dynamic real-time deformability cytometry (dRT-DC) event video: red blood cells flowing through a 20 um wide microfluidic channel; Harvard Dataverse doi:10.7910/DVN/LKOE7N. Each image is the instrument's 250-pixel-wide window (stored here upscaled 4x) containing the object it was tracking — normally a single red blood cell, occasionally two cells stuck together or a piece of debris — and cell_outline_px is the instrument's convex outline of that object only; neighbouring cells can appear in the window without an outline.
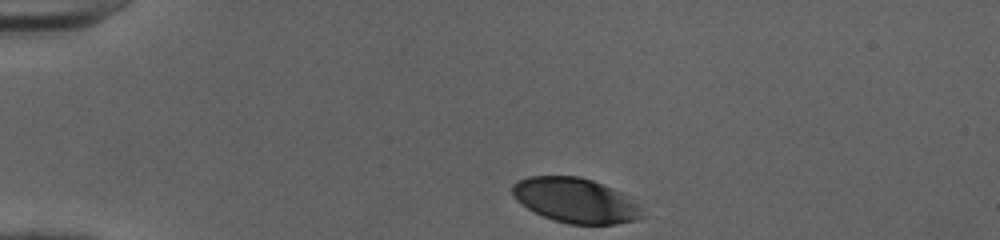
{"species": "human", "species_latin": "Homo sapiens", "temperature_condition": "cold", "stored_images_in_passage": 34, "camera_frame_rate_fps": 3000, "um_per_image_px": 0.085, "donor": {"sex": "female"}, "frame": {"image": 1, "passage_image": 1, "time_ms": 0.0, "image_size_px": [1000, 240], "cell_outline_px": [[648, 216], [640, 220], [616, 224], [568, 224], [552, 220], [520, 204], [512, 196], [512, 184], [516, 180], [528, 176], [580, 176], [592, 180], [612, 188], [620, 192], [636, 204]], "centroid_in_image_um": [48.91, 17.04], "position_along_channel_um": 36.1, "area_um2": 34.1}}
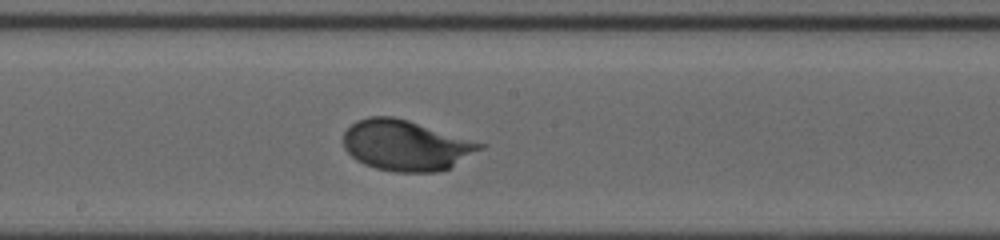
{"frame": {"image": 2, "passage_image": 19, "time_ms": 6.0, "image_size_px": [1000, 240], "cell_outline_px": [[488, 144], [484, 148], [448, 168], [440, 172], [396, 172], [376, 168], [364, 164], [356, 160], [344, 148], [344, 132], [356, 120], [368, 116], [392, 116], [408, 120]], "centroid_in_image_um": [34.51, 12.35], "position_along_channel_um": 213.7, "area_um2": 40.29}}
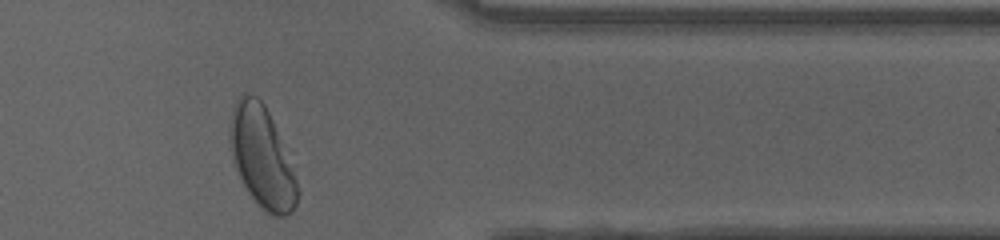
{"frame": {"image": 3, "passage_image": 33, "time_ms": 10.667, "image_size_px": [1000, 240], "cell_outline_px": [[300, 192], [296, 204], [292, 212], [284, 216], [276, 216], [268, 212], [248, 192], [240, 180], [232, 156], [228, 140], [232, 112], [240, 96], [244, 92], [256, 96], [264, 104], [272, 120], [296, 180]], "centroid_in_image_um": [22.24, 13.36], "position_along_channel_um": 389.2, "area_um2": 38.73}, "authors_computed_cell_mechanics": {"area_um2": 38.2347, "velocity_mm_per_s": 3.9781, "shape_relaxation_time_tau1_ms": 2.2146, "shape_relaxation_time_tau2_ms": null, "deformation_change_tau1": 0.159, "deformation_change_tau2": null}}